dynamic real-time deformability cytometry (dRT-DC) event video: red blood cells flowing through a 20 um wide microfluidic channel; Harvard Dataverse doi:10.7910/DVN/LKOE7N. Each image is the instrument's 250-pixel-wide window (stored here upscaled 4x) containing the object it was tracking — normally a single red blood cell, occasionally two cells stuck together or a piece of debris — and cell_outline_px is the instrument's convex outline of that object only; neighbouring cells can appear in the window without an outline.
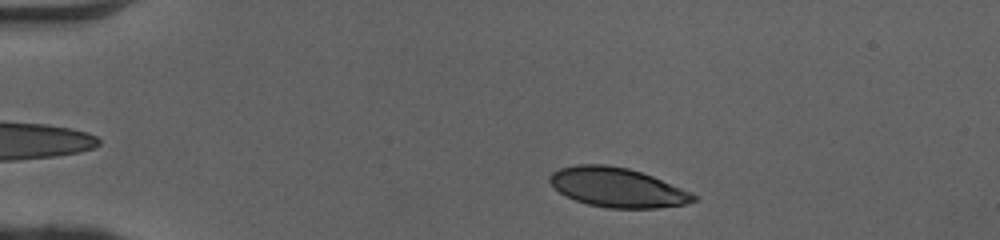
{"species": "human", "species_latin": "Homo sapiens", "temperature_condition": "cold", "stored_images_in_passage": 44, "camera_frame_rate_fps": 3000, "um_per_image_px": 0.085, "donor": {"sex": "female"}, "frame": {"image": 1, "passage_image": 4, "time_ms": 1.0, "image_size_px": [1000, 240], "cell_outline_px": [[696, 200], [684, 204], [656, 208], [608, 208], [588, 204], [576, 200], [560, 192], [548, 180], [548, 176], [552, 172], [560, 168], [576, 164], [604, 164], [628, 168], [652, 176], [692, 192], [696, 196]], "centroid_in_image_um": [52.46, 15.92], "position_along_channel_um": 32.5, "area_um2": 32.77}}
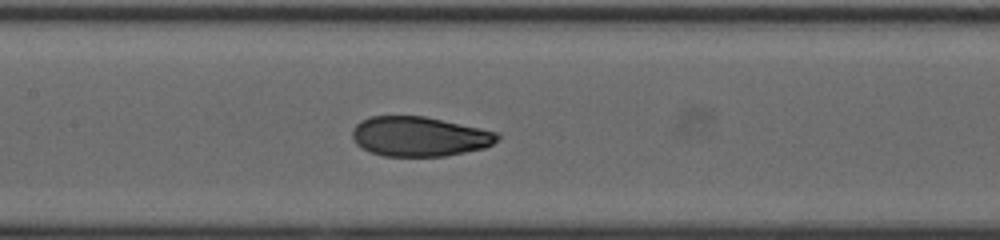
{"frame": {"image": 2, "passage_image": 19, "time_ms": 6.0, "image_size_px": [1000, 240], "cell_outline_px": [[500, 136], [492, 144], [484, 148], [444, 156], [384, 156], [372, 152], [356, 144], [352, 136], [352, 128], [360, 120], [372, 116], [424, 116], [500, 132]], "centroid_in_image_um": [35.65, 11.59], "position_along_channel_um": 171.8, "area_um2": 33.52}}
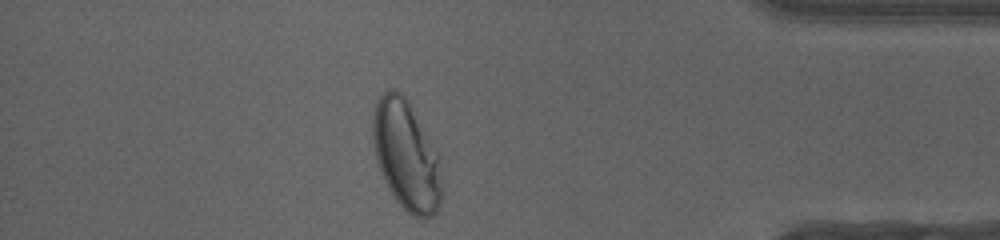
{"frame": {"image": 3, "passage_image": 38, "time_ms": 12.333, "image_size_px": [1000, 240], "cell_outline_px": [[440, 204], [436, 212], [432, 216], [416, 216], [408, 212], [396, 200], [388, 188], [380, 168], [376, 156], [372, 140], [372, 112], [376, 100], [388, 88], [392, 88], [400, 92], [408, 100], [440, 152]], "centroid_in_image_um": [34.53, 13.13], "position_along_channel_um": 400.7, "area_um2": 44.22}, "authors_computed_cell_mechanics": {"area_um2": 34.0731, "velocity_mm_per_s": 4.0858, "shape_relaxation_time_tau1_ms": 4.9396, "shape_relaxation_time_tau2_ms": null, "deformation_change_tau1": 0.1774, "deformation_change_tau2": null}}